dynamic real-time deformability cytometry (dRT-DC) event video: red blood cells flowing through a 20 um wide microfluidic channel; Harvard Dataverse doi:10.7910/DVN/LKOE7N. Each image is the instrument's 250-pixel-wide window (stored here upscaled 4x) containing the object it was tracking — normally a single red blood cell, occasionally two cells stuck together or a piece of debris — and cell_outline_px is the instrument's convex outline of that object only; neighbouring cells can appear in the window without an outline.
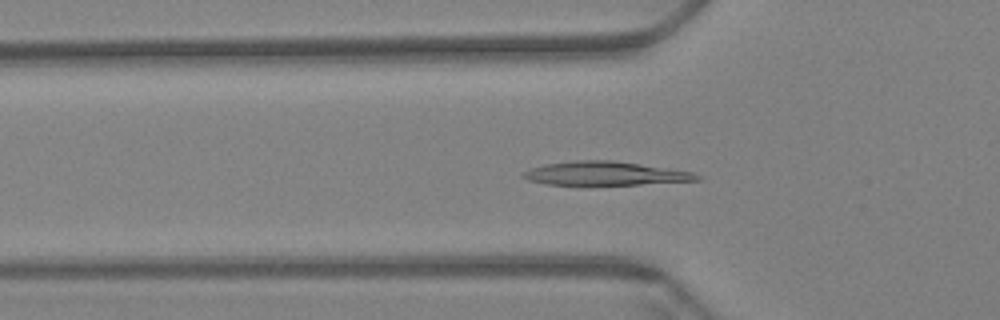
{"species": "Egyptian fruit bat (a non-hibernating species)", "species_latin": "Rousettus aegyptiacus", "temperature_condition": "warm", "stored_images_in_passage": 60, "camera_frame_rate_fps": 3000, "um_per_image_px": 0.085, "animal": {"sex": "female"}, "frame": {"image": 1, "passage_image": 20, "time_ms": 6.333, "image_size_px": [1000, 320], "cell_outline_px": [[704, 176], [700, 180], [640, 184], [544, 184], [528, 180], [520, 176], [524, 172], [532, 168], [544, 164], [576, 160], [612, 160], [640, 164], [692, 172]], "centroid_in_image_um": [51.44, 14.74], "position_along_channel_um": 74.4, "area_um2": 23.7}}
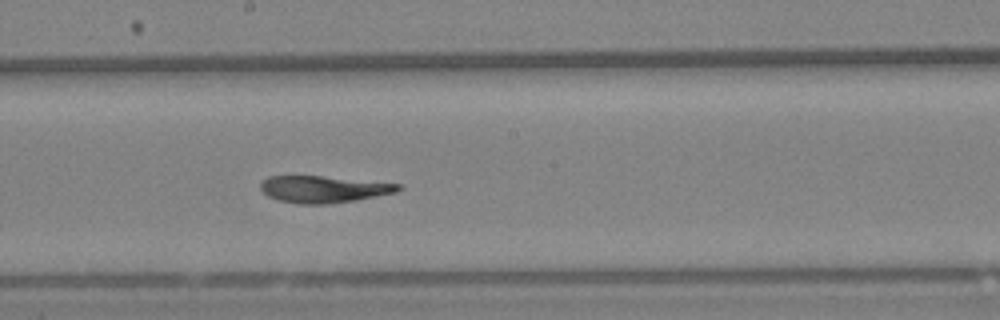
{"frame": {"image": 2, "passage_image": 33, "time_ms": 10.667, "image_size_px": [1000, 320], "cell_outline_px": [[404, 188], [396, 192], [356, 200], [324, 204], [300, 204], [280, 200], [268, 196], [260, 188], [260, 184], [268, 176], [320, 176], [400, 184]], "centroid_in_image_um": [27.5, 16.08], "position_along_channel_um": 220.7, "area_um2": 21.21}}
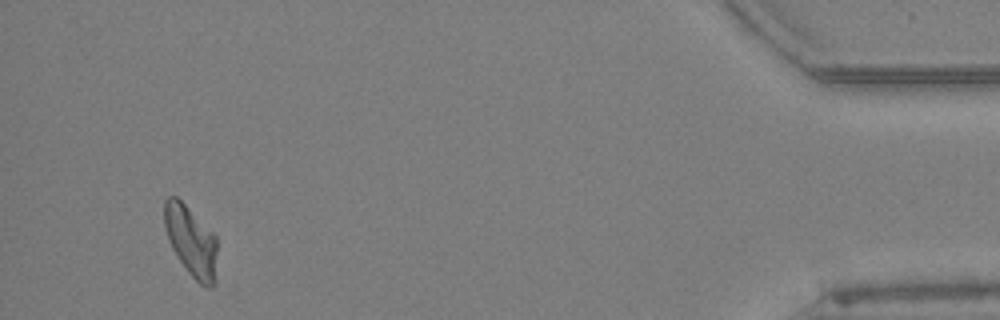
{"frame": {"image": 3, "passage_image": 57, "time_ms": 18.667, "image_size_px": [1000, 320], "cell_outline_px": [[216, 284], [212, 288], [204, 288], [188, 272], [172, 248], [164, 224], [164, 200], [168, 196], [176, 196], [216, 236]], "centroid_in_image_um": [16.26, 20.54], "position_along_channel_um": 418.9, "area_um2": 21.5}, "authors_computed_cell_mechanics": {"area_um2": 22.8599, "velocity_mm_per_s": 3.3886, "shape_relaxation_time_tau1_ms": null, "shape_relaxation_time_tau2_ms": 8.0263, "deformation_change_tau1": null, "deformation_change_tau2": 0.1109}}